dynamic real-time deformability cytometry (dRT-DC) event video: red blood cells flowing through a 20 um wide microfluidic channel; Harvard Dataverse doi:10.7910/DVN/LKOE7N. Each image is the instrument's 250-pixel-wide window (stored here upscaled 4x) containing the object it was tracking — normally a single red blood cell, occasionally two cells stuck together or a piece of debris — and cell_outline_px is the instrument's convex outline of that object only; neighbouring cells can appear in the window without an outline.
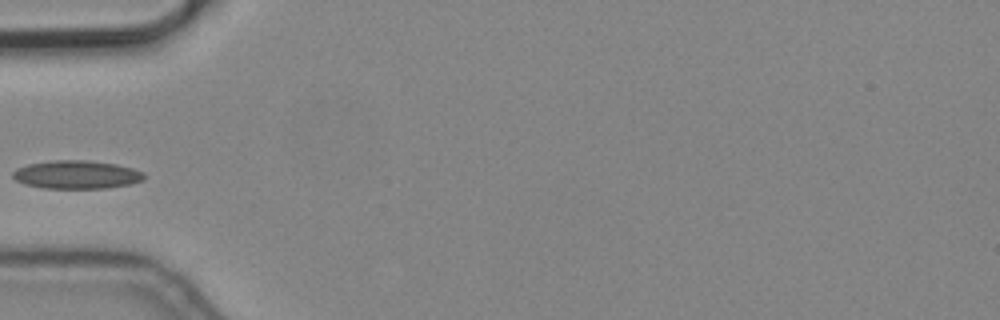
{"species": "common noctule bat (a hibernating species)", "species_latin": "Nyctalus noctula", "temperature_condition": "cold", "stored_images_in_passage": 4, "camera_frame_rate_fps": 3000, "um_per_image_px": 0.085, "animal": {"sex": "male", "body_mass_g": 19.2, "forearm_length_mm": 51.8}, "frame": {"image": 1, "passage_image": 4, "time_ms": 1.0, "image_size_px": [1000, 320], "cell_outline_px": [[144, 180], [128, 184], [108, 188], [44, 188], [24, 184], [16, 180], [12, 176], [12, 172], [16, 168], [28, 164], [52, 160], [84, 160], [116, 164], [132, 168], [144, 172]], "centroid_in_image_um": [6.49, 14.84], "position_along_channel_um": 78.5, "area_um2": 21.62}}